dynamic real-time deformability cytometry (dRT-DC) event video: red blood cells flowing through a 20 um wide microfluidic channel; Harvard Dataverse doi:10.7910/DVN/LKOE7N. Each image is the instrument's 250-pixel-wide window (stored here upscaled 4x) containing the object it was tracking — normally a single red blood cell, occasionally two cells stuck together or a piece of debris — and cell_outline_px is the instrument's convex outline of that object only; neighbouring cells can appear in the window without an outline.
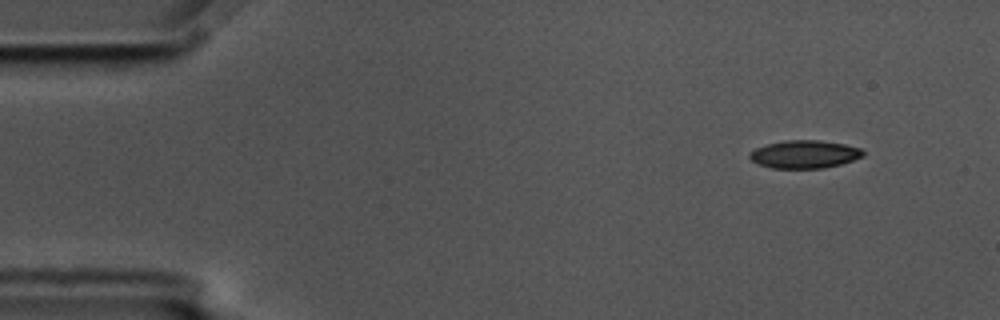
{"species": "common noctule bat (a hibernating species)", "species_latin": "Nyctalus noctula", "temperature_condition": "cold", "stored_images_in_passage": 5, "segment_of_instrument_passage": [2, 2], "camera_frame_rate_fps": 3000, "um_per_image_px": 0.085, "animal": {"sex": "male", "body_mass_g": 17.5, "forearm_length_mm": 52.3}, "frame": {"image": 1, "passage_image": 5, "time_ms": 1.333, "image_size_px": [1000, 320], "cell_outline_px": [[864, 156], [840, 164], [824, 168], [772, 168], [756, 164], [748, 156], [748, 152], [756, 148], [768, 144], [784, 140], [820, 140], [844, 144], [860, 148], [864, 152]], "centroid_in_image_um": [68.35, 13.11], "position_along_channel_um": 16.6, "area_um2": 18.5}}